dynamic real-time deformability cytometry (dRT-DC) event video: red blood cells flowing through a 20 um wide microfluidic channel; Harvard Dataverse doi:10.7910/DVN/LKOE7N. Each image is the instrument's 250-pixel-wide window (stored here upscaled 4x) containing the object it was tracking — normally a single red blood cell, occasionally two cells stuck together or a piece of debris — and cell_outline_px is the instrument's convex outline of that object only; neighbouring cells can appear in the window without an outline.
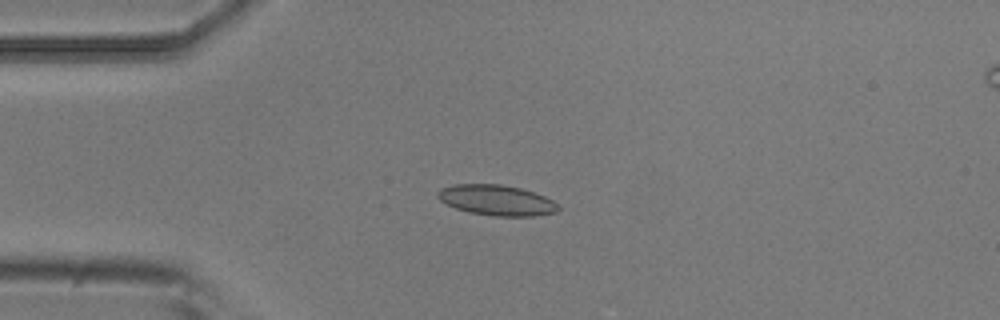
{"species": "common noctule bat (a hibernating species)", "species_latin": "Nyctalus noctula", "temperature_condition": "room temperature", "stored_images_in_passage": 8, "camera_frame_rate_fps": 3000, "um_per_image_px": 0.085, "animal": {"sex": "male", "body_mass_g": 20.5, "forearm_length_mm": 52.5}, "frame": {"image": 1, "passage_image": 4, "time_ms": 1.0, "image_size_px": [1000, 320], "cell_outline_px": [[560, 208], [556, 212], [536, 216], [492, 216], [468, 212], [456, 208], [440, 200], [436, 196], [436, 192], [440, 188], [456, 184], [500, 184], [520, 188], [544, 196], [552, 200]], "centroid_in_image_um": [42.19, 17.02], "position_along_channel_um": 42.8, "area_um2": 21.39}}
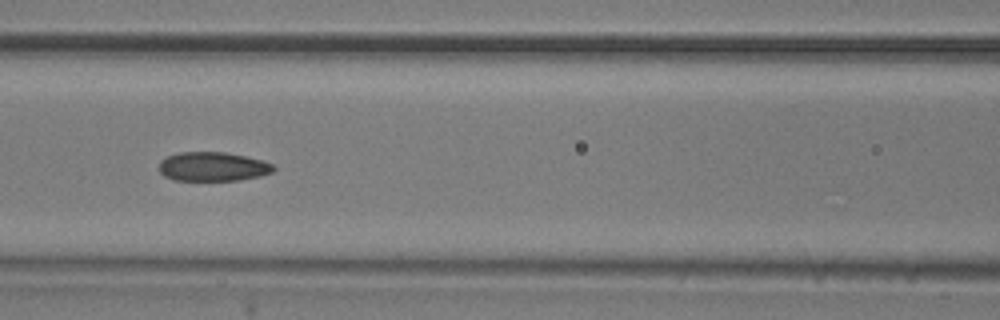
{"frame": {"image": 2, "passage_image": 7, "time_ms": 2.0, "image_size_px": [1000, 320], "cell_outline_px": [[276, 168], [272, 172], [260, 176], [240, 180], [172, 180], [164, 176], [160, 172], [160, 160], [168, 156], [180, 152], [224, 152], [264, 160], [272, 164]], "centroid_in_image_um": [18.1, 14.16], "position_along_channel_um": 148.5, "area_um2": 19.42}}
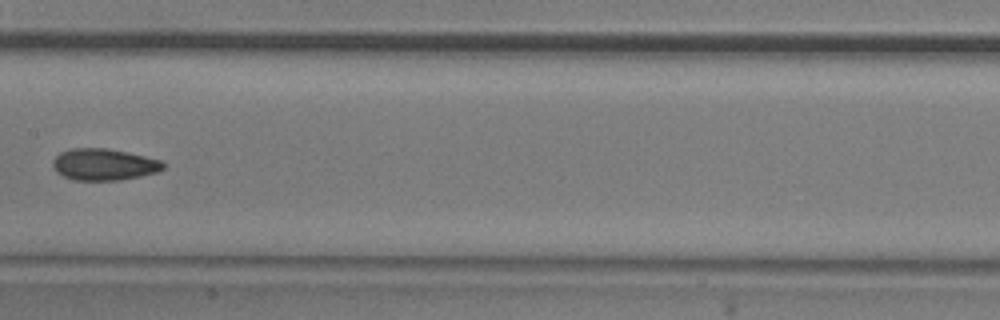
{"frame": {"image": 3, "passage_image": 8, "time_ms": 2.333, "image_size_px": [1000, 320], "cell_outline_px": [[168, 164], [164, 168], [156, 172], [140, 176], [120, 180], [76, 180], [64, 176], [56, 172], [52, 164], [52, 160], [60, 152], [72, 148], [108, 148], [128, 152], [160, 160]], "centroid_in_image_um": [8.84, 13.97], "position_along_channel_um": 198.6, "area_um2": 20.4}}